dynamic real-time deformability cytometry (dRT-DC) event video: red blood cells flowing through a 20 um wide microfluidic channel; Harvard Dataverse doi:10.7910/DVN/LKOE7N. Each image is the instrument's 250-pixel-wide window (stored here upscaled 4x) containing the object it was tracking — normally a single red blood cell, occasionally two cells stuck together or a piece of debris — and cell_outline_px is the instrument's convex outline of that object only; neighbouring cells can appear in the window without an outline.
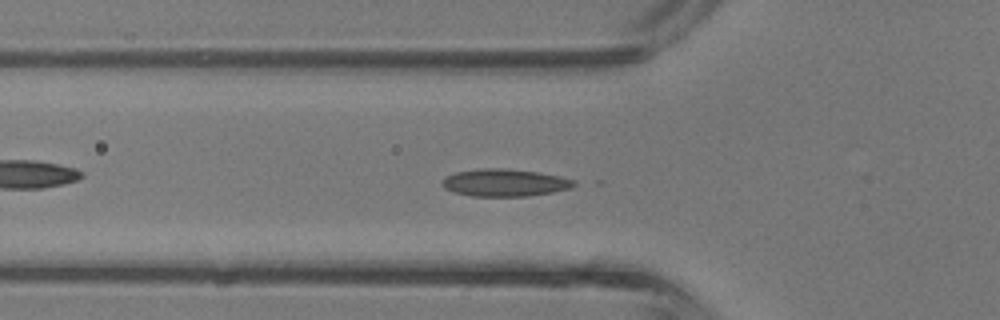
{"species": "common noctule bat (a hibernating species)", "species_latin": "Nyctalus noctula", "temperature_condition": "room temperature", "stored_images_in_passage": 43, "camera_frame_rate_fps": 3000, "um_per_image_px": 0.085, "animal": {"sex": "male", "body_mass_g": 13.3}, "frame": {"image": 1, "passage_image": 14, "time_ms": 4.333, "image_size_px": [1000, 320], "cell_outline_px": [[580, 184], [572, 188], [552, 192], [528, 196], [472, 196], [456, 192], [444, 188], [440, 184], [444, 176], [456, 172], [476, 168], [504, 168], [540, 172], [560, 176], [576, 180]], "centroid_in_image_um": [42.93, 15.51], "position_along_channel_um": 82.9, "area_um2": 21.39}}
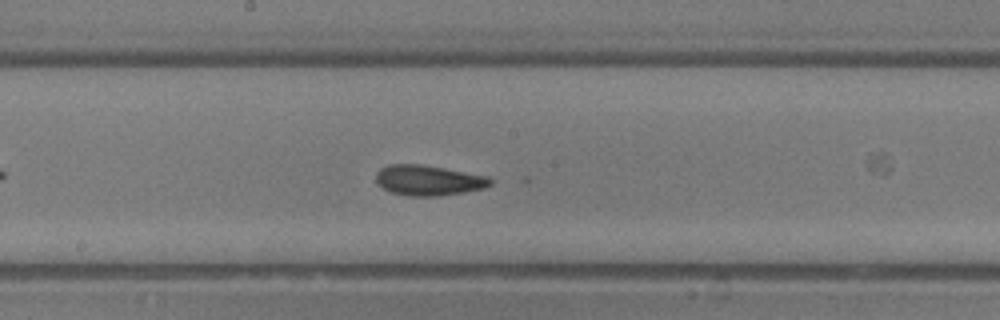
{"frame": {"image": 2, "passage_image": 22, "time_ms": 7.0, "image_size_px": [1000, 320], "cell_outline_px": [[492, 184], [484, 188], [464, 192], [440, 196], [408, 196], [392, 192], [384, 188], [376, 180], [376, 172], [380, 168], [388, 164], [420, 164], [444, 168], [488, 176], [492, 180]], "centroid_in_image_um": [36.42, 15.32], "position_along_channel_um": 211.8, "area_um2": 20.17}}
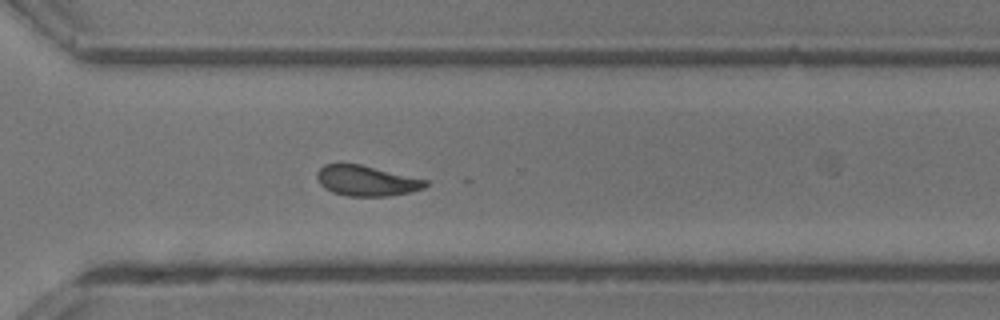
{"frame": {"image": 3, "passage_image": 30, "time_ms": 9.667, "image_size_px": [1000, 320], "cell_outline_px": [[428, 184], [424, 188], [408, 192], [388, 196], [348, 196], [332, 192], [324, 188], [320, 184], [316, 176], [316, 172], [324, 164], [360, 164], [428, 180]], "centroid_in_image_um": [31.13, 15.36], "position_along_channel_um": 339.5, "area_um2": 19.13}}